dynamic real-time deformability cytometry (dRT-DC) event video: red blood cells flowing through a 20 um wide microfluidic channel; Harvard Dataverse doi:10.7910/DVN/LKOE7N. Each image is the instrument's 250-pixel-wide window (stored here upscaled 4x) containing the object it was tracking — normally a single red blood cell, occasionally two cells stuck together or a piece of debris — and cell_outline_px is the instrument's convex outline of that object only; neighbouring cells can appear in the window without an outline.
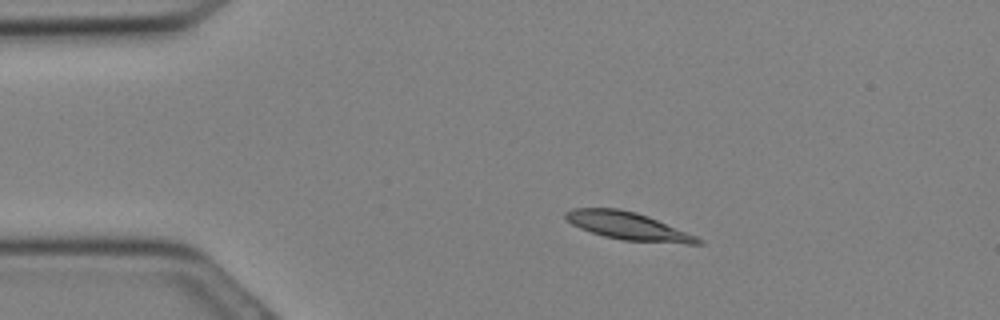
{"species": "Egyptian fruit bat (a non-hibernating species)", "species_latin": "Rousettus aegyptiacus", "temperature_condition": "cold", "stored_images_in_passage": 16, "camera_frame_rate_fps": 3000, "um_per_image_px": 0.085, "animal": {"sex": "female"}, "frame": {"image": 1, "passage_image": 5, "time_ms": 1.333, "image_size_px": [1000, 320], "cell_outline_px": [[704, 244], [688, 244], [624, 240], [604, 236], [580, 228], [572, 224], [564, 216], [564, 212], [572, 208], [616, 208], [636, 212], [648, 216], [696, 236], [704, 240]], "centroid_in_image_um": [53.39, 19.21], "position_along_channel_um": 31.6, "area_um2": 21.21}}
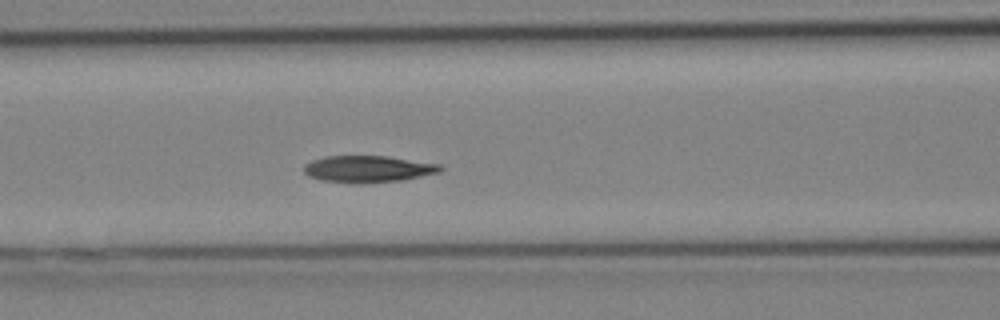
{"frame": {"image": 2, "passage_image": 12, "time_ms": 3.667, "image_size_px": [1000, 320], "cell_outline_px": [[444, 168], [440, 172], [404, 180], [360, 184], [352, 184], [320, 180], [308, 176], [304, 172], [304, 164], [312, 160], [324, 156], [388, 156], [440, 164]], "centroid_in_image_um": [31.27, 14.37], "position_along_channel_um": 135.3, "area_um2": 21.62}}
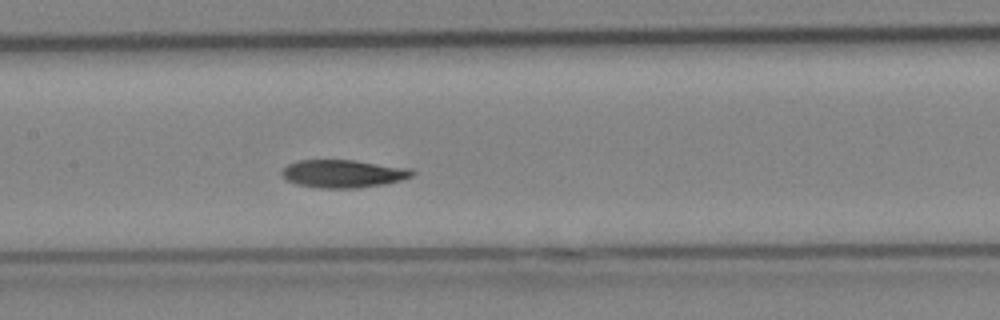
{"frame": {"image": 3, "passage_image": 14, "time_ms": 4.333, "image_size_px": [1000, 320], "cell_outline_px": [[416, 172], [412, 176], [400, 180], [384, 184], [356, 188], [320, 188], [296, 184], [288, 180], [280, 172], [288, 164], [296, 160], [356, 160], [412, 168]], "centroid_in_image_um": [29.2, 14.75], "position_along_channel_um": 178.2, "area_um2": 21.27}}